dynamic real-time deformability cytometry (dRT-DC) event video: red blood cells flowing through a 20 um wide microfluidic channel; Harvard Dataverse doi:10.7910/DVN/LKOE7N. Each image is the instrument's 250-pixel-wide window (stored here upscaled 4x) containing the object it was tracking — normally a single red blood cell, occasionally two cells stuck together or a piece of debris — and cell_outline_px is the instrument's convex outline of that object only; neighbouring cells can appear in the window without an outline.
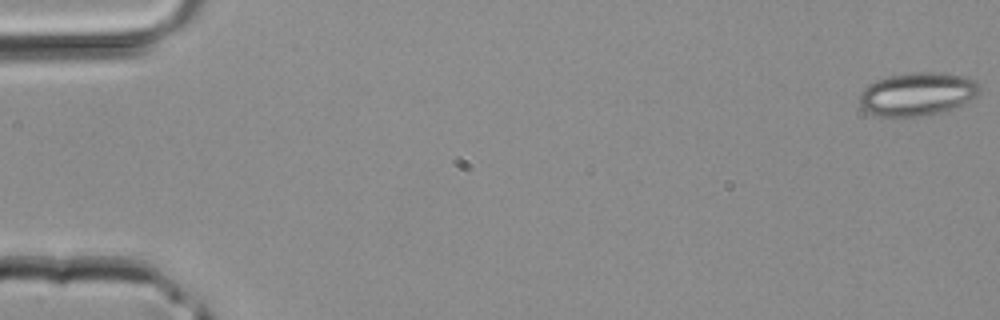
{"species": "common noctule bat (a hibernating species)", "species_latin": "Nyctalus noctula", "temperature_condition": "room temperature", "stored_images_in_passage": 41, "camera_frame_rate_fps": 3000, "um_per_image_px": 0.085, "animal": {"sex": "male", "body_mass_g": 20.4}, "frame": {"image": 1, "passage_image": 1, "time_ms": 0.0, "image_size_px": [1000, 320], "cell_outline_px": [[980, 92], [976, 96], [952, 108], [940, 112], [920, 116], [876, 116], [868, 112], [860, 104], [860, 92], [868, 84], [876, 80], [888, 76], [912, 72], [944, 72], [964, 76], [976, 80], [980, 84]], "centroid_in_image_um": [77.98, 7.97], "position_along_channel_um": 7.0, "area_um2": 30.23}}
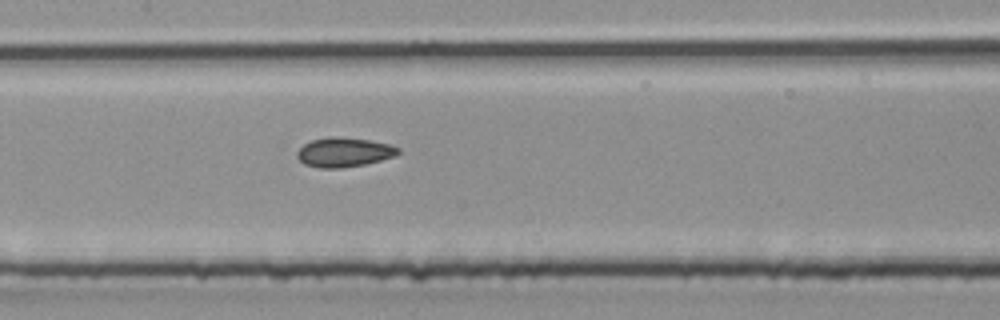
{"frame": {"image": 2, "passage_image": 21, "time_ms": 6.667, "image_size_px": [1000, 320], "cell_outline_px": [[400, 152], [396, 156], [364, 164], [340, 168], [320, 168], [304, 164], [296, 156], [296, 152], [304, 144], [312, 140], [368, 140], [388, 144], [400, 148]], "centroid_in_image_um": [29.26, 13.0], "position_along_channel_um": 178.1, "area_um2": 16.36}}
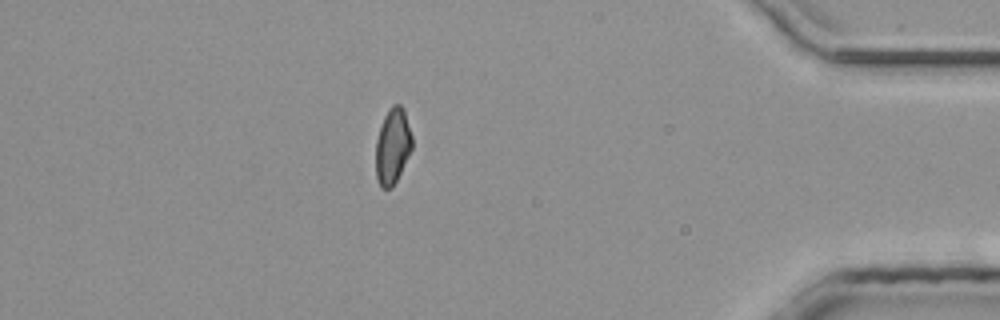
{"frame": {"image": 3, "passage_image": 37, "time_ms": 12.0, "image_size_px": [1000, 320], "cell_outline_px": [[412, 148], [392, 188], [380, 188], [376, 180], [376, 140], [384, 116], [388, 108], [392, 104], [400, 104], [404, 108], [412, 136]], "centroid_in_image_um": [33.36, 12.4], "position_along_channel_um": 401.8, "area_um2": 16.07}}